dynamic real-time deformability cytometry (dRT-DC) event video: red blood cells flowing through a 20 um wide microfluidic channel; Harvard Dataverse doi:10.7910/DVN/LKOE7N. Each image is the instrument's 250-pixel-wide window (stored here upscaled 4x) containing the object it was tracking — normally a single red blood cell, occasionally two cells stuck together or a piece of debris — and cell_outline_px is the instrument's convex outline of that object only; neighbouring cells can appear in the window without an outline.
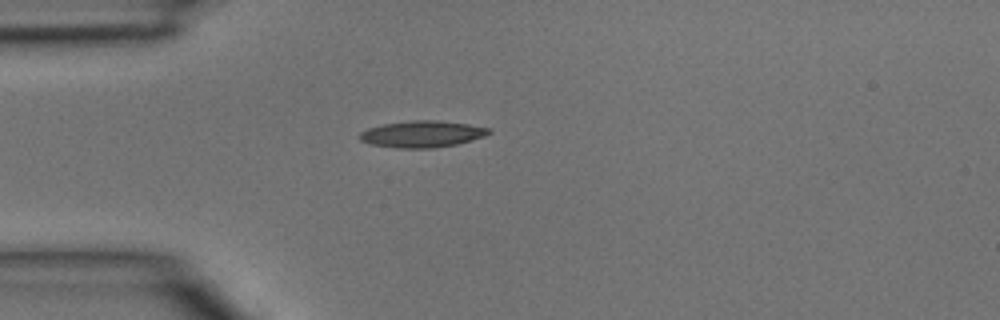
{"species": "common noctule bat (a hibernating species)", "species_latin": "Nyctalus noctula", "temperature_condition": "room temperature", "stored_images_in_passage": 1, "camera_frame_rate_fps": 3000, "um_per_image_px": 0.085, "animal": {"sex": "male", "body_mass_g": 15.6}, "frame": {"image": 1, "passage_image": 1, "time_ms": 0.0, "image_size_px": [1000, 320], "cell_outline_px": [[492, 132], [484, 136], [456, 144], [432, 148], [396, 148], [372, 144], [360, 140], [360, 132], [368, 128], [384, 124], [412, 120], [440, 120], [468, 124], [488, 128]], "centroid_in_image_um": [35.87, 11.39], "position_along_channel_um": 49.1, "area_um2": 19.83}}